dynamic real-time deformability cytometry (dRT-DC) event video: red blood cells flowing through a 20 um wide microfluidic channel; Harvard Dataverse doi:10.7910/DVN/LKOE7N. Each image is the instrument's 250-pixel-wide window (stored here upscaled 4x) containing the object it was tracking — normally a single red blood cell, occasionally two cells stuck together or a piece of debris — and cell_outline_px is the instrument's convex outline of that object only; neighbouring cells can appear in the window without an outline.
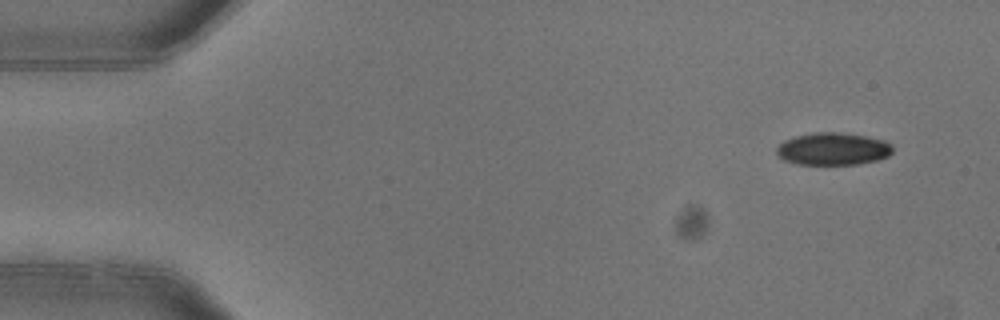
{"species": "common noctule bat (a hibernating species)", "species_latin": "Nyctalus noctula", "temperature_condition": "warm", "stored_images_in_passage": 5, "segment_of_instrument_passage": [1, 2], "camera_frame_rate_fps": 3000, "um_per_image_px": 0.085, "animal": {"sex": "female"}, "frame": {"image": 1, "passage_image": 1, "time_ms": 0.0, "image_size_px": [1000, 320], "cell_outline_px": [[892, 152], [888, 156], [876, 160], [856, 164], [796, 164], [784, 160], [776, 152], [776, 148], [784, 140], [796, 136], [812, 132], [840, 132], [864, 136], [884, 140], [892, 144]], "centroid_in_image_um": [70.79, 12.65], "position_along_channel_um": 14.2, "area_um2": 21.85}}
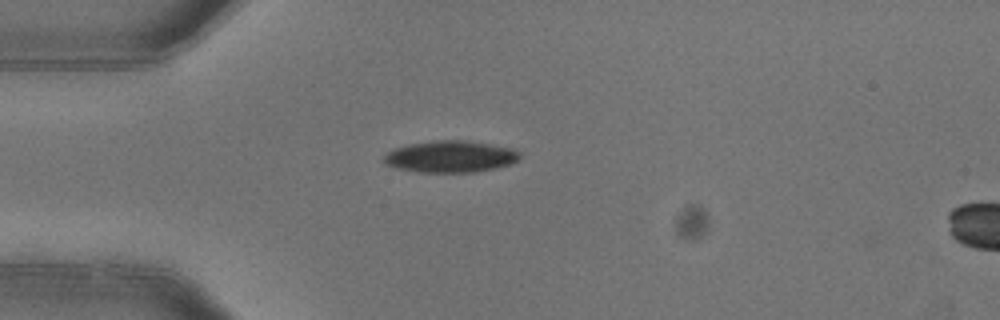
{"frame": {"image": 2, "passage_image": 4, "time_ms": 1.0, "image_size_px": [1000, 320], "cell_outline_px": [[520, 156], [516, 160], [508, 164], [496, 168], [472, 172], [420, 172], [400, 168], [384, 164], [384, 156], [392, 148], [408, 144], [432, 140], [464, 140], [512, 148], [520, 152]], "centroid_in_image_um": [38.25, 13.3], "position_along_channel_um": 46.7, "area_um2": 24.91}}